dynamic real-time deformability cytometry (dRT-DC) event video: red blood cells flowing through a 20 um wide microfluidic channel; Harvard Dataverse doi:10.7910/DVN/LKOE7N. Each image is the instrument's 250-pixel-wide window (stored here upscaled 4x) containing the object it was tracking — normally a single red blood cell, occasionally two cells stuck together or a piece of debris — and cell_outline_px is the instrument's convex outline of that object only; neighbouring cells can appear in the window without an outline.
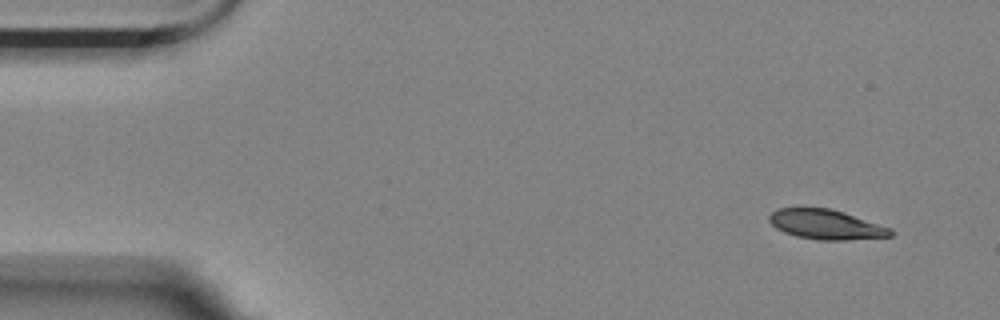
{"species": "Egyptian fruit bat (a non-hibernating species)", "species_latin": "Rousettus aegyptiacus", "temperature_condition": "room temperature", "stored_images_in_passage": 4, "camera_frame_rate_fps": 3000, "um_per_image_px": 0.085, "animal": {"sex": "female"}, "frame": {"image": 1, "passage_image": 1, "time_ms": 0.0, "image_size_px": [1000, 320], "cell_outline_px": [[896, 232], [892, 236], [844, 240], [820, 240], [796, 236], [784, 232], [776, 228], [768, 220], [768, 216], [776, 208], [828, 208], [844, 212], [892, 228]], "centroid_in_image_um": [70.23, 19.08], "position_along_channel_um": 14.8, "area_um2": 21.1}}